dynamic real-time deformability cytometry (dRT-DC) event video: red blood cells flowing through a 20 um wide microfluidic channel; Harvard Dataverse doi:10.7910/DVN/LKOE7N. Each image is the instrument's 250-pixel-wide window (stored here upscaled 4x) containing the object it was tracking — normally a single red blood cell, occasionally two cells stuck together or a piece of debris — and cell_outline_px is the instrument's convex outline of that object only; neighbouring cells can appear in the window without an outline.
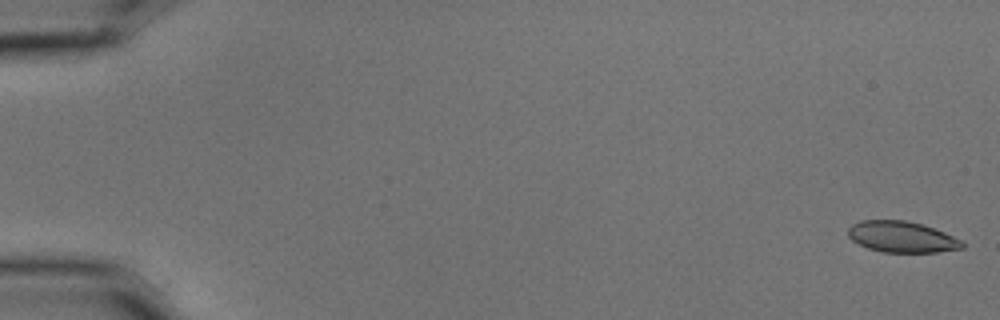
{"species": "common noctule bat (a hibernating species)", "species_latin": "Nyctalus noctula", "temperature_condition": "cold", "stored_images_in_passage": 57, "camera_frame_rate_fps": 3000, "um_per_image_px": 0.085, "animal": {"sex": "male", "body_mass_g": 15.6}, "frame": {"image": 1, "passage_image": 1, "time_ms": 0.0, "image_size_px": [1000, 320], "cell_outline_px": [[964, 248], [936, 252], [884, 252], [868, 248], [852, 240], [848, 236], [848, 228], [852, 224], [860, 220], [904, 220], [920, 224], [944, 232], [960, 240], [964, 244]], "centroid_in_image_um": [76.62, 20.13], "position_along_channel_um": 8.4, "area_um2": 20.46}}
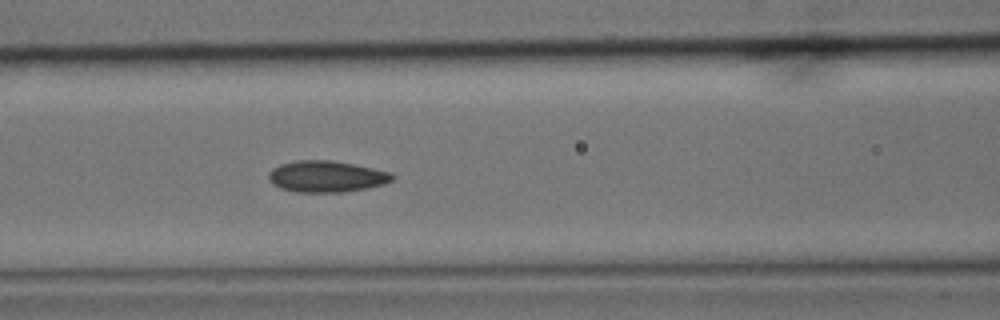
{"frame": {"image": 2, "passage_image": 25, "time_ms": 8.0, "image_size_px": [1000, 320], "cell_outline_px": [[396, 176], [392, 180], [384, 184], [368, 188], [340, 192], [296, 192], [280, 188], [272, 184], [268, 176], [268, 172], [272, 168], [280, 164], [296, 160], [332, 160], [392, 172]], "centroid_in_image_um": [27.74, 15.0], "position_along_channel_um": 138.9, "area_um2": 22.72}}
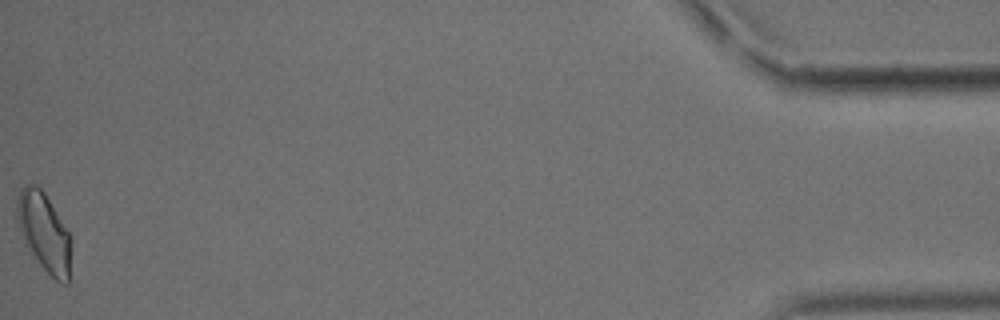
{"frame": {"image": 3, "passage_image": 57, "time_ms": 18.667, "image_size_px": [1000, 320], "cell_outline_px": [[72, 240], [68, 284], [64, 284], [56, 280], [40, 264], [32, 252], [16, 220], [16, 200], [20, 188], [24, 184], [36, 184], [44, 192], [68, 232]], "centroid_in_image_um": [3.76, 19.69], "position_along_channel_um": 431.4, "area_um2": 24.33}, "authors_computed_cell_mechanics": {"area_um2": 21.9062, "velocity_mm_per_s": 3.572, "shape_relaxation_time_tau1_ms": 5.5535, "shape_relaxation_time_tau2_ms": 2.0604, "deformation_change_tau1": 0.1239, "deformation_change_tau2": 0.0763}}